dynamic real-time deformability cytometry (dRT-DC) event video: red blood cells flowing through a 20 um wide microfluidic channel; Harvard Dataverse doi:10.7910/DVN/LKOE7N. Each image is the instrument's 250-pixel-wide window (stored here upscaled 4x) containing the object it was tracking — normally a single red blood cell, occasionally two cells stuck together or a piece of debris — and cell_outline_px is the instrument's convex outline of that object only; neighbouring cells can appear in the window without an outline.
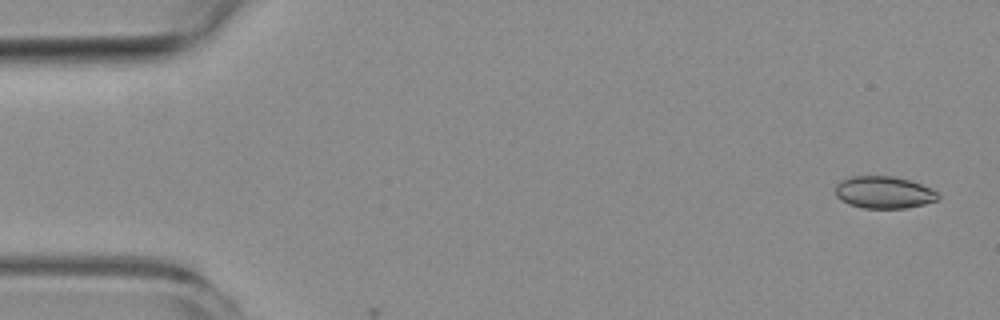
{"species": "common noctule bat (a hibernating species)", "species_latin": "Nyctalus noctula", "temperature_condition": "room temperature", "stored_images_in_passage": 2, "camera_frame_rate_fps": 3000, "um_per_image_px": 0.085, "animal": {"sex": "female", "body_mass_g": 19.3, "forearm_length_mm": 54.1}, "frame": {"image": 1, "passage_image": 1, "time_ms": 0.0, "image_size_px": [1000, 320], "cell_outline_px": [[940, 196], [936, 200], [924, 204], [904, 208], [864, 208], [848, 204], [836, 196], [836, 184], [840, 180], [852, 176], [892, 176], [908, 180], [932, 188]], "centroid_in_image_um": [75.11, 16.35], "position_along_channel_um": 9.9, "area_um2": 19.13}}